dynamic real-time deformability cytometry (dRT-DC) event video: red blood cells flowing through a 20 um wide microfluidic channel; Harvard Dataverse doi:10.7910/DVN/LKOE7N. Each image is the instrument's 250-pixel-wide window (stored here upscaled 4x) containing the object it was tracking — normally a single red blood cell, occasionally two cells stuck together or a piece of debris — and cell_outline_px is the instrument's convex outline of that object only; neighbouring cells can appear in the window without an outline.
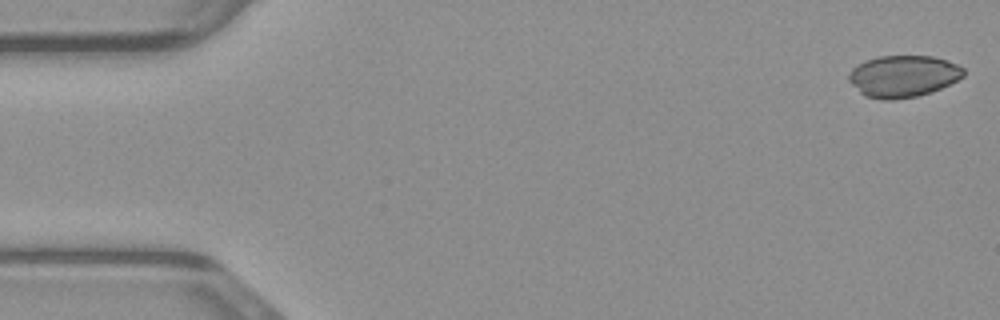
{"species": "common noctule bat (a hibernating species)", "species_latin": "Nyctalus noctula", "temperature_condition": "warm", "stored_images_in_passage": 48, "camera_frame_rate_fps": 3000, "um_per_image_px": 0.085, "animal": {"sex": "male", "body_mass_g": 23.1, "forearm_length_mm": 52.7}, "frame": {"image": 1, "passage_image": 1, "time_ms": 0.0, "image_size_px": [1000, 320], "cell_outline_px": [[964, 76], [940, 88], [916, 96], [892, 100], [884, 100], [864, 96], [848, 80], [848, 76], [852, 68], [864, 60], [880, 56], [932, 56], [956, 64], [964, 68]], "centroid_in_image_um": [76.73, 6.47], "position_along_channel_um": 8.3, "area_um2": 27.69}}
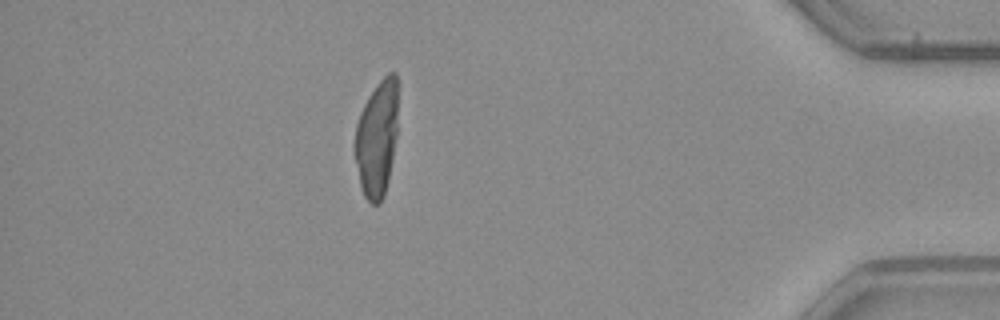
{"frame": {"image": 2, "passage_image": 42, "time_ms": 13.667, "image_size_px": [1000, 320], "cell_outline_px": [[396, 132], [392, 160], [388, 180], [384, 196], [380, 204], [372, 204], [364, 196], [360, 184], [352, 148], [352, 144], [356, 124], [360, 112], [368, 96], [376, 84], [388, 72], [396, 72]], "centroid_in_image_um": [31.98, 11.79], "position_along_channel_um": 403.2, "area_um2": 29.36}}